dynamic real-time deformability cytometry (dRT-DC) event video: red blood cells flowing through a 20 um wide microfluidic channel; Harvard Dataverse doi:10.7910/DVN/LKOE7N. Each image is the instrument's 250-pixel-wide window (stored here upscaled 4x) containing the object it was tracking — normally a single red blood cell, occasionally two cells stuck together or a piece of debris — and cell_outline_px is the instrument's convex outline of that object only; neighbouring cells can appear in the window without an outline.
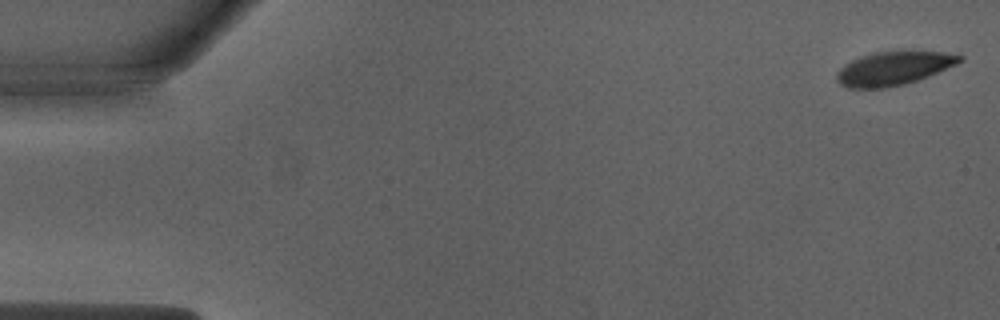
{"species": "Egyptian fruit bat (a non-hibernating species)", "species_latin": "Rousettus aegyptiacus", "temperature_condition": "warm", "stored_images_in_passage": 15, "camera_frame_rate_fps": 3000, "um_per_image_px": 0.085, "animal": {"sex": "male"}, "frame": {"image": 1, "passage_image": 1, "time_ms": 0.0, "image_size_px": [1000, 320], "cell_outline_px": [[964, 60], [956, 64], [928, 76], [904, 84], [884, 88], [848, 88], [840, 84], [836, 80], [836, 72], [844, 64], [852, 60], [872, 52], [944, 52], [964, 56]], "centroid_in_image_um": [75.92, 5.82], "position_along_channel_um": 9.1, "area_um2": 23.81}}